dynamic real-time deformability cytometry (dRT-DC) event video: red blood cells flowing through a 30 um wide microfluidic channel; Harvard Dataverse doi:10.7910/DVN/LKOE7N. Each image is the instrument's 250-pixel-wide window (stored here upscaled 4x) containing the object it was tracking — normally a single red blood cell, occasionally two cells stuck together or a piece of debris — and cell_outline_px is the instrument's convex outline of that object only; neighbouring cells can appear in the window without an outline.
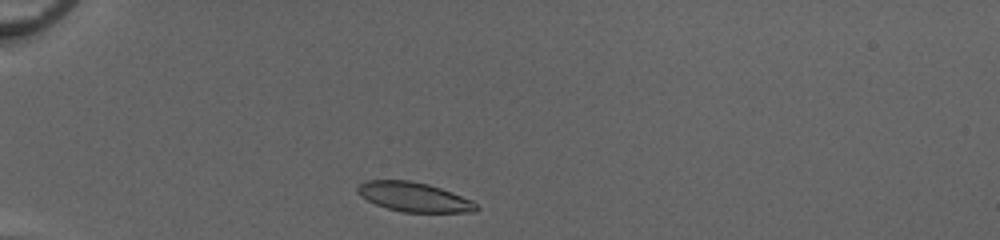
{"species": "common noctule bat (a hibernating species)", "species_latin": "Nyctalus noctula", "temperature_condition": "cold", "stored_images_in_passage": 32, "camera_frame_rate_fps": 3000, "um_per_image_px": 0.085, "animal": {"sex": "female", "body_mass_g": 20.0, "forearm_length_mm": 54.0}, "frame": {"image": 1, "passage_image": 2, "time_ms": 0.333, "image_size_px": [1000, 240], "cell_outline_px": [[480, 208], [476, 212], [404, 212], [388, 208], [376, 204], [360, 196], [356, 188], [364, 180], [408, 180], [428, 184], [452, 192], [472, 200]], "centroid_in_image_um": [35.2, 16.74], "position_along_channel_um": 49.8, "area_um2": 20.29}}
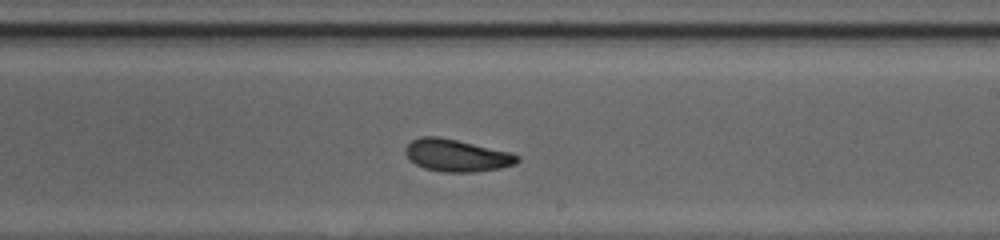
{"frame": {"image": 2, "passage_image": 19, "time_ms": 6.0, "image_size_px": [1000, 240], "cell_outline_px": [[520, 160], [512, 164], [500, 168], [476, 172], [444, 172], [424, 168], [416, 164], [404, 152], [404, 148], [412, 140], [420, 136], [436, 136], [456, 140], [508, 152], [520, 156]], "centroid_in_image_um": [38.78, 13.21], "position_along_channel_um": 250.2, "area_um2": 20.69}}
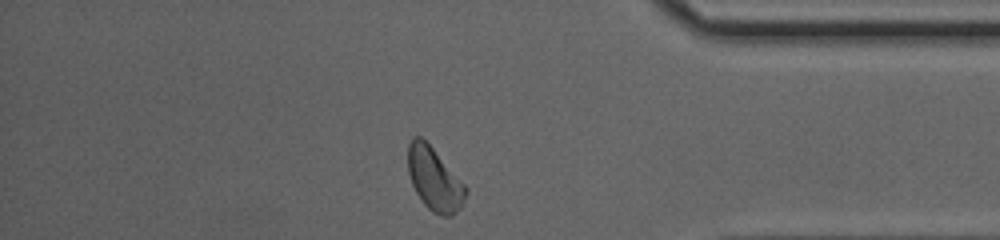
{"frame": {"image": 3, "passage_image": 31, "time_ms": 10.0, "image_size_px": [1000, 240], "cell_outline_px": [[468, 192], [460, 208], [452, 216], [444, 216], [432, 212], [424, 204], [416, 192], [412, 184], [408, 172], [408, 144], [412, 136], [420, 136], [432, 148], [468, 188]], "centroid_in_image_um": [36.92, 15.24], "position_along_channel_um": 398.3, "area_um2": 20.98}, "authors_computed_cell_mechanics": {"area_um2": 20.808, "velocity_mm_per_s": 4.1282, "shape_relaxation_time_tau1_ms": 4.0758, "shape_relaxation_time_tau2_ms": 2.1683, "deformation_change_tau1": 0.1141, "deformation_change_tau2": 0.0757}}